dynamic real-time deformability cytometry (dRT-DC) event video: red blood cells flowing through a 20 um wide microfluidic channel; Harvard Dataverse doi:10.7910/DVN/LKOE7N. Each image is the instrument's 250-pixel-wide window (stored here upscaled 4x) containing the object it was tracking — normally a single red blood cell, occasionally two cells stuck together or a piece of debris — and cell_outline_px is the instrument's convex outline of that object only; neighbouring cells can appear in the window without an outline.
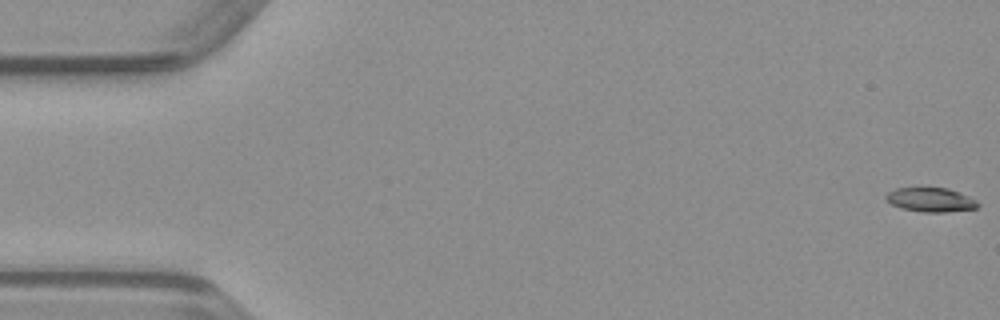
{"species": "common noctule bat (a hibernating species)", "species_latin": "Nyctalus noctula", "temperature_condition": "warm", "stored_images_in_passage": 50, "camera_frame_rate_fps": 3000, "um_per_image_px": 0.085, "animal": {"sex": "male", "body_mass_g": 23.1, "forearm_length_mm": 52.7}, "frame": {"image": 1, "passage_image": 1, "time_ms": 0.0, "image_size_px": [1000, 320], "cell_outline_px": [[980, 204], [976, 208], [944, 212], [924, 212], [900, 208], [884, 200], [884, 196], [888, 192], [896, 188], [948, 188], [968, 196], [976, 200]], "centroid_in_image_um": [79.07, 16.98], "position_along_channel_um": 5.9, "area_um2": 12.89}}
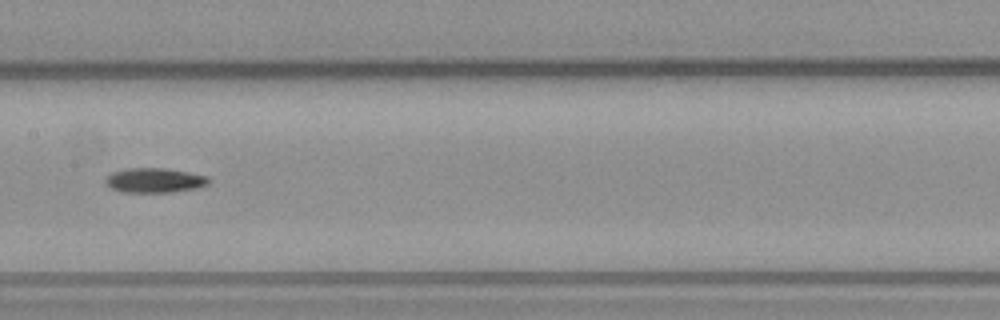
{"frame": {"image": 2, "passage_image": 25, "time_ms": 8.0, "image_size_px": [1000, 320], "cell_outline_px": [[212, 180], [208, 184], [200, 188], [172, 192], [120, 192], [112, 188], [104, 180], [112, 172], [128, 168], [164, 168], [188, 172], [208, 176]], "centroid_in_image_um": [13.19, 15.33], "position_along_channel_um": 194.2, "area_um2": 14.91}}
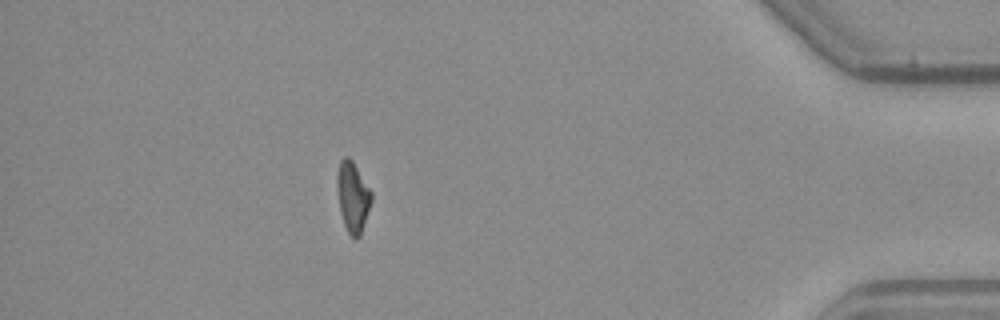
{"frame": {"image": 3, "passage_image": 44, "time_ms": 14.333, "image_size_px": [1000, 320], "cell_outline_px": [[372, 200], [360, 236], [356, 240], [348, 232], [344, 224], [340, 212], [336, 188], [336, 176], [340, 160], [344, 156], [348, 156], [352, 160], [372, 192]], "centroid_in_image_um": [29.97, 16.71], "position_along_channel_um": 405.2, "area_um2": 14.16}}